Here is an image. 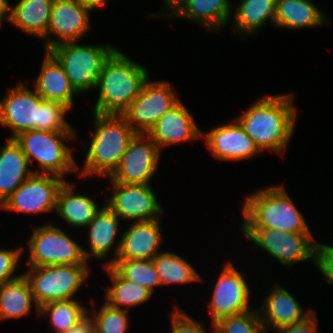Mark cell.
Masks as SVG:
<instances>
[{"label":"cell","instance_id":"6da1fadb","mask_svg":"<svg viewBox=\"0 0 333 333\" xmlns=\"http://www.w3.org/2000/svg\"><path fill=\"white\" fill-rule=\"evenodd\" d=\"M293 96L265 95L236 118L260 152L284 155L297 120Z\"/></svg>","mask_w":333,"mask_h":333},{"label":"cell","instance_id":"7a4b0ae2","mask_svg":"<svg viewBox=\"0 0 333 333\" xmlns=\"http://www.w3.org/2000/svg\"><path fill=\"white\" fill-rule=\"evenodd\" d=\"M71 110L63 103L44 100L23 82L9 89L0 102V125L11 129L14 139L29 130L74 131L65 119Z\"/></svg>","mask_w":333,"mask_h":333},{"label":"cell","instance_id":"3957f363","mask_svg":"<svg viewBox=\"0 0 333 333\" xmlns=\"http://www.w3.org/2000/svg\"><path fill=\"white\" fill-rule=\"evenodd\" d=\"M149 75L147 68L116 48L102 66L93 113L121 115L138 97Z\"/></svg>","mask_w":333,"mask_h":333},{"label":"cell","instance_id":"277c9868","mask_svg":"<svg viewBox=\"0 0 333 333\" xmlns=\"http://www.w3.org/2000/svg\"><path fill=\"white\" fill-rule=\"evenodd\" d=\"M94 114V131L81 176H110L118 167L130 141L137 134L122 115Z\"/></svg>","mask_w":333,"mask_h":333},{"label":"cell","instance_id":"5b68a950","mask_svg":"<svg viewBox=\"0 0 333 333\" xmlns=\"http://www.w3.org/2000/svg\"><path fill=\"white\" fill-rule=\"evenodd\" d=\"M243 202L242 228H275L279 232H311L306 220L282 186L252 192Z\"/></svg>","mask_w":333,"mask_h":333},{"label":"cell","instance_id":"8992f818","mask_svg":"<svg viewBox=\"0 0 333 333\" xmlns=\"http://www.w3.org/2000/svg\"><path fill=\"white\" fill-rule=\"evenodd\" d=\"M76 131H42L29 130L17 135L14 140L28 158L29 164L34 160L41 171L35 174H52L62 177L79 170L73 158L72 149L65 141L77 138Z\"/></svg>","mask_w":333,"mask_h":333},{"label":"cell","instance_id":"52a82bcc","mask_svg":"<svg viewBox=\"0 0 333 333\" xmlns=\"http://www.w3.org/2000/svg\"><path fill=\"white\" fill-rule=\"evenodd\" d=\"M116 48L111 44H59L49 52L62 65L72 87L78 94L95 89L105 60Z\"/></svg>","mask_w":333,"mask_h":333},{"label":"cell","instance_id":"ba28073f","mask_svg":"<svg viewBox=\"0 0 333 333\" xmlns=\"http://www.w3.org/2000/svg\"><path fill=\"white\" fill-rule=\"evenodd\" d=\"M88 264L28 266V279L35 304L72 300L89 276Z\"/></svg>","mask_w":333,"mask_h":333},{"label":"cell","instance_id":"9c48e42d","mask_svg":"<svg viewBox=\"0 0 333 333\" xmlns=\"http://www.w3.org/2000/svg\"><path fill=\"white\" fill-rule=\"evenodd\" d=\"M242 231L245 237L283 266L290 268L311 259L315 262L317 240L314 242L311 232H279L275 228H242Z\"/></svg>","mask_w":333,"mask_h":333},{"label":"cell","instance_id":"30bf717a","mask_svg":"<svg viewBox=\"0 0 333 333\" xmlns=\"http://www.w3.org/2000/svg\"><path fill=\"white\" fill-rule=\"evenodd\" d=\"M28 246L29 266L87 264L83 247L50 223L34 228Z\"/></svg>","mask_w":333,"mask_h":333},{"label":"cell","instance_id":"8fae6325","mask_svg":"<svg viewBox=\"0 0 333 333\" xmlns=\"http://www.w3.org/2000/svg\"><path fill=\"white\" fill-rule=\"evenodd\" d=\"M149 79L138 97L121 114L136 133L146 134L179 101L169 82Z\"/></svg>","mask_w":333,"mask_h":333},{"label":"cell","instance_id":"7c38bea8","mask_svg":"<svg viewBox=\"0 0 333 333\" xmlns=\"http://www.w3.org/2000/svg\"><path fill=\"white\" fill-rule=\"evenodd\" d=\"M66 179L52 174H33L0 206L10 212L40 214L55 210L60 187Z\"/></svg>","mask_w":333,"mask_h":333},{"label":"cell","instance_id":"4fadbf2b","mask_svg":"<svg viewBox=\"0 0 333 333\" xmlns=\"http://www.w3.org/2000/svg\"><path fill=\"white\" fill-rule=\"evenodd\" d=\"M160 154L158 146L146 134L137 133L109 179L122 184L151 185Z\"/></svg>","mask_w":333,"mask_h":333},{"label":"cell","instance_id":"5bb4252c","mask_svg":"<svg viewBox=\"0 0 333 333\" xmlns=\"http://www.w3.org/2000/svg\"><path fill=\"white\" fill-rule=\"evenodd\" d=\"M109 180L114 192L107 199L106 206L120 219L152 221L159 219V215H164L151 185L122 184Z\"/></svg>","mask_w":333,"mask_h":333},{"label":"cell","instance_id":"9a60e30c","mask_svg":"<svg viewBox=\"0 0 333 333\" xmlns=\"http://www.w3.org/2000/svg\"><path fill=\"white\" fill-rule=\"evenodd\" d=\"M89 12L80 0H54L46 36L42 39L45 52L62 43L76 42L89 32L92 29ZM51 34L56 38L52 39Z\"/></svg>","mask_w":333,"mask_h":333},{"label":"cell","instance_id":"2e32d148","mask_svg":"<svg viewBox=\"0 0 333 333\" xmlns=\"http://www.w3.org/2000/svg\"><path fill=\"white\" fill-rule=\"evenodd\" d=\"M213 289L208 302L212 325L222 318L251 311L246 278L231 262L224 265Z\"/></svg>","mask_w":333,"mask_h":333},{"label":"cell","instance_id":"e0dca14e","mask_svg":"<svg viewBox=\"0 0 333 333\" xmlns=\"http://www.w3.org/2000/svg\"><path fill=\"white\" fill-rule=\"evenodd\" d=\"M202 139L212 156L221 161H243L260 152L237 120L202 133Z\"/></svg>","mask_w":333,"mask_h":333},{"label":"cell","instance_id":"ac0fdd59","mask_svg":"<svg viewBox=\"0 0 333 333\" xmlns=\"http://www.w3.org/2000/svg\"><path fill=\"white\" fill-rule=\"evenodd\" d=\"M202 133L186 106L179 100L160 117L146 135L162 151V147L200 139Z\"/></svg>","mask_w":333,"mask_h":333},{"label":"cell","instance_id":"d6986e66","mask_svg":"<svg viewBox=\"0 0 333 333\" xmlns=\"http://www.w3.org/2000/svg\"><path fill=\"white\" fill-rule=\"evenodd\" d=\"M160 225L159 219L133 222L114 248V259L153 260L160 253Z\"/></svg>","mask_w":333,"mask_h":333},{"label":"cell","instance_id":"ffe728a7","mask_svg":"<svg viewBox=\"0 0 333 333\" xmlns=\"http://www.w3.org/2000/svg\"><path fill=\"white\" fill-rule=\"evenodd\" d=\"M266 296L257 309L266 333L268 328L278 330L302 322L313 313L312 310L305 312L294 296L277 283Z\"/></svg>","mask_w":333,"mask_h":333},{"label":"cell","instance_id":"44dd1931","mask_svg":"<svg viewBox=\"0 0 333 333\" xmlns=\"http://www.w3.org/2000/svg\"><path fill=\"white\" fill-rule=\"evenodd\" d=\"M39 76L35 80L34 90L44 99L63 103L69 108L74 105V96L78 93L72 87L62 65L46 51Z\"/></svg>","mask_w":333,"mask_h":333},{"label":"cell","instance_id":"7402d4cb","mask_svg":"<svg viewBox=\"0 0 333 333\" xmlns=\"http://www.w3.org/2000/svg\"><path fill=\"white\" fill-rule=\"evenodd\" d=\"M14 139H7L0 149V206L28 178L35 174Z\"/></svg>","mask_w":333,"mask_h":333},{"label":"cell","instance_id":"603a6c76","mask_svg":"<svg viewBox=\"0 0 333 333\" xmlns=\"http://www.w3.org/2000/svg\"><path fill=\"white\" fill-rule=\"evenodd\" d=\"M327 17L311 0H276L275 27L303 29L325 25Z\"/></svg>","mask_w":333,"mask_h":333},{"label":"cell","instance_id":"cb8c5ba5","mask_svg":"<svg viewBox=\"0 0 333 333\" xmlns=\"http://www.w3.org/2000/svg\"><path fill=\"white\" fill-rule=\"evenodd\" d=\"M74 185L68 181L60 187L55 211L66 223L76 227H87L101 208L93 198L77 194Z\"/></svg>","mask_w":333,"mask_h":333},{"label":"cell","instance_id":"d4e9b609","mask_svg":"<svg viewBox=\"0 0 333 333\" xmlns=\"http://www.w3.org/2000/svg\"><path fill=\"white\" fill-rule=\"evenodd\" d=\"M231 6L229 0H187L172 17L190 19L217 32L229 24L233 9Z\"/></svg>","mask_w":333,"mask_h":333},{"label":"cell","instance_id":"484cf974","mask_svg":"<svg viewBox=\"0 0 333 333\" xmlns=\"http://www.w3.org/2000/svg\"><path fill=\"white\" fill-rule=\"evenodd\" d=\"M54 0H19L10 10L8 21L29 35L46 36Z\"/></svg>","mask_w":333,"mask_h":333},{"label":"cell","instance_id":"4316f807","mask_svg":"<svg viewBox=\"0 0 333 333\" xmlns=\"http://www.w3.org/2000/svg\"><path fill=\"white\" fill-rule=\"evenodd\" d=\"M120 218L112 212L106 205L101 206L100 211L94 216L88 224V242L89 252L83 250L86 260H89V255L96 259L105 258L108 252L115 245V238L119 230Z\"/></svg>","mask_w":333,"mask_h":333},{"label":"cell","instance_id":"83f0119b","mask_svg":"<svg viewBox=\"0 0 333 333\" xmlns=\"http://www.w3.org/2000/svg\"><path fill=\"white\" fill-rule=\"evenodd\" d=\"M37 315L39 307L35 304L28 279L22 275L0 287V320L20 318L31 312L32 303Z\"/></svg>","mask_w":333,"mask_h":333},{"label":"cell","instance_id":"f1b7e54d","mask_svg":"<svg viewBox=\"0 0 333 333\" xmlns=\"http://www.w3.org/2000/svg\"><path fill=\"white\" fill-rule=\"evenodd\" d=\"M275 6L276 0H241L231 17L235 22L233 31L246 37L260 30L267 21L274 24Z\"/></svg>","mask_w":333,"mask_h":333},{"label":"cell","instance_id":"f546056e","mask_svg":"<svg viewBox=\"0 0 333 333\" xmlns=\"http://www.w3.org/2000/svg\"><path fill=\"white\" fill-rule=\"evenodd\" d=\"M112 281L105 293V303L111 307L129 310L130 307L146 303L153 293L138 283L124 279L112 266H103ZM123 306V307H121ZM126 306V307H125Z\"/></svg>","mask_w":333,"mask_h":333},{"label":"cell","instance_id":"4dcf8cb0","mask_svg":"<svg viewBox=\"0 0 333 333\" xmlns=\"http://www.w3.org/2000/svg\"><path fill=\"white\" fill-rule=\"evenodd\" d=\"M153 264L162 285L187 284L203 281L199 273L184 258L172 252H160Z\"/></svg>","mask_w":333,"mask_h":333},{"label":"cell","instance_id":"1f68e13d","mask_svg":"<svg viewBox=\"0 0 333 333\" xmlns=\"http://www.w3.org/2000/svg\"><path fill=\"white\" fill-rule=\"evenodd\" d=\"M39 315L48 316L50 324L62 333L77 325L88 315V310L77 299L51 302L39 307Z\"/></svg>","mask_w":333,"mask_h":333},{"label":"cell","instance_id":"d6a6232c","mask_svg":"<svg viewBox=\"0 0 333 333\" xmlns=\"http://www.w3.org/2000/svg\"><path fill=\"white\" fill-rule=\"evenodd\" d=\"M112 266L124 279L138 283L154 293V288L162 285L155 270L153 260L111 259L104 266Z\"/></svg>","mask_w":333,"mask_h":333},{"label":"cell","instance_id":"836d02e7","mask_svg":"<svg viewBox=\"0 0 333 333\" xmlns=\"http://www.w3.org/2000/svg\"><path fill=\"white\" fill-rule=\"evenodd\" d=\"M213 333H266L259 312L251 309L241 314L222 318L213 324Z\"/></svg>","mask_w":333,"mask_h":333},{"label":"cell","instance_id":"e575fe53","mask_svg":"<svg viewBox=\"0 0 333 333\" xmlns=\"http://www.w3.org/2000/svg\"><path fill=\"white\" fill-rule=\"evenodd\" d=\"M97 311V312H96ZM93 310L91 316L93 320L95 333H125L129 326L128 312L124 309L114 308L104 303L100 310Z\"/></svg>","mask_w":333,"mask_h":333},{"label":"cell","instance_id":"d590c367","mask_svg":"<svg viewBox=\"0 0 333 333\" xmlns=\"http://www.w3.org/2000/svg\"><path fill=\"white\" fill-rule=\"evenodd\" d=\"M22 253H24L23 246L13 250L0 248V287L22 275L14 274Z\"/></svg>","mask_w":333,"mask_h":333},{"label":"cell","instance_id":"8d00e7d4","mask_svg":"<svg viewBox=\"0 0 333 333\" xmlns=\"http://www.w3.org/2000/svg\"><path fill=\"white\" fill-rule=\"evenodd\" d=\"M171 313L170 333H207L203 323L193 319L179 307H175Z\"/></svg>","mask_w":333,"mask_h":333},{"label":"cell","instance_id":"74e56055","mask_svg":"<svg viewBox=\"0 0 333 333\" xmlns=\"http://www.w3.org/2000/svg\"><path fill=\"white\" fill-rule=\"evenodd\" d=\"M314 263L326 282L333 284V246L317 242Z\"/></svg>","mask_w":333,"mask_h":333},{"label":"cell","instance_id":"f35d334b","mask_svg":"<svg viewBox=\"0 0 333 333\" xmlns=\"http://www.w3.org/2000/svg\"><path fill=\"white\" fill-rule=\"evenodd\" d=\"M314 312L302 322L278 329L277 333H318V324Z\"/></svg>","mask_w":333,"mask_h":333},{"label":"cell","instance_id":"ab89813d","mask_svg":"<svg viewBox=\"0 0 333 333\" xmlns=\"http://www.w3.org/2000/svg\"><path fill=\"white\" fill-rule=\"evenodd\" d=\"M165 5L164 10H167L166 13H151L150 15L153 17H168L172 18V16L182 7V5L187 1V0H163Z\"/></svg>","mask_w":333,"mask_h":333},{"label":"cell","instance_id":"60d3db41","mask_svg":"<svg viewBox=\"0 0 333 333\" xmlns=\"http://www.w3.org/2000/svg\"><path fill=\"white\" fill-rule=\"evenodd\" d=\"M62 333H95L93 320L87 315L77 325Z\"/></svg>","mask_w":333,"mask_h":333},{"label":"cell","instance_id":"b9f144b4","mask_svg":"<svg viewBox=\"0 0 333 333\" xmlns=\"http://www.w3.org/2000/svg\"><path fill=\"white\" fill-rule=\"evenodd\" d=\"M90 11L95 10L105 3L109 2L108 0H80Z\"/></svg>","mask_w":333,"mask_h":333},{"label":"cell","instance_id":"7bdbcfd3","mask_svg":"<svg viewBox=\"0 0 333 333\" xmlns=\"http://www.w3.org/2000/svg\"><path fill=\"white\" fill-rule=\"evenodd\" d=\"M0 10L8 17L11 7L8 0H0Z\"/></svg>","mask_w":333,"mask_h":333},{"label":"cell","instance_id":"ee69618b","mask_svg":"<svg viewBox=\"0 0 333 333\" xmlns=\"http://www.w3.org/2000/svg\"><path fill=\"white\" fill-rule=\"evenodd\" d=\"M3 20L8 21V17L0 10V26L2 25Z\"/></svg>","mask_w":333,"mask_h":333}]
</instances>
